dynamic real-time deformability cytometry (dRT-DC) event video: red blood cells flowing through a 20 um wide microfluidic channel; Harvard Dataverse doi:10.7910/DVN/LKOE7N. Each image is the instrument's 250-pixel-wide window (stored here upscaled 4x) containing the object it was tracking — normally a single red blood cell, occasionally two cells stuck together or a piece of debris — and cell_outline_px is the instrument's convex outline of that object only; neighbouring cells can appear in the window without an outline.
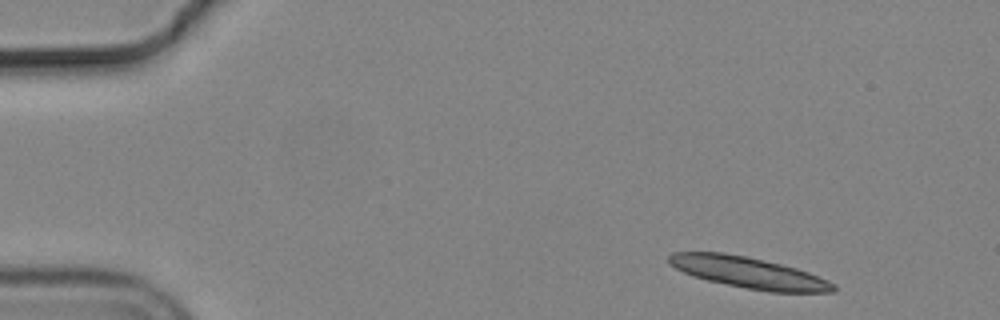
{"species": "common noctule bat (a hibernating species)", "species_latin": "Nyctalus noctula", "temperature_condition": "cold", "stored_images_in_passage": 24, "camera_frame_rate_fps": 3000, "um_per_image_px": 0.085, "animal": {"sex": "male", "body_mass_g": 19.2, "forearm_length_mm": 51.8}, "frame": {"image": 1, "passage_image": 1, "time_ms": 0.0, "image_size_px": [1000, 320], "cell_outline_px": [[836, 292], [768, 292], [708, 280], [692, 276], [668, 264], [668, 256], [672, 252], [724, 252], [764, 260], [796, 268], [808, 272], [828, 280], [836, 284]], "centroid_in_image_um": [63.64, 23.17], "position_along_channel_um": 21.4, "area_um2": 29.77}}
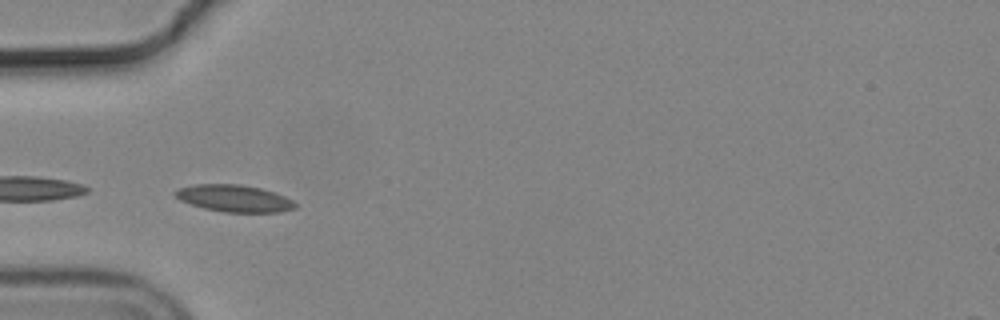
{"frame": {"image": 2, "passage_image": 13, "time_ms": 4.0, "image_size_px": [1000, 320], "cell_outline_px": [[296, 208], [280, 212], [224, 212], [204, 208], [180, 200], [172, 192], [180, 188], [192, 184], [240, 184], [260, 188], [276, 192], [292, 200], [296, 204]], "centroid_in_image_um": [19.92, 16.85], "position_along_channel_um": 65.1, "area_um2": 18.84}}
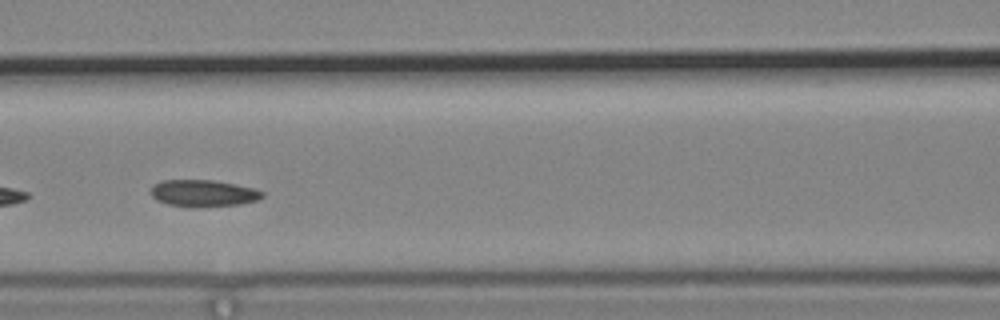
{"frame": {"image": 3, "passage_image": 20, "time_ms": 6.333, "image_size_px": [1000, 320], "cell_outline_px": [[264, 196], [256, 200], [240, 204], [192, 208], [168, 204], [156, 200], [148, 192], [152, 184], [160, 180], [212, 180], [236, 184], [256, 188], [264, 192]], "centroid_in_image_um": [17.23, 16.42], "position_along_channel_um": 149.4, "area_um2": 17.8}}